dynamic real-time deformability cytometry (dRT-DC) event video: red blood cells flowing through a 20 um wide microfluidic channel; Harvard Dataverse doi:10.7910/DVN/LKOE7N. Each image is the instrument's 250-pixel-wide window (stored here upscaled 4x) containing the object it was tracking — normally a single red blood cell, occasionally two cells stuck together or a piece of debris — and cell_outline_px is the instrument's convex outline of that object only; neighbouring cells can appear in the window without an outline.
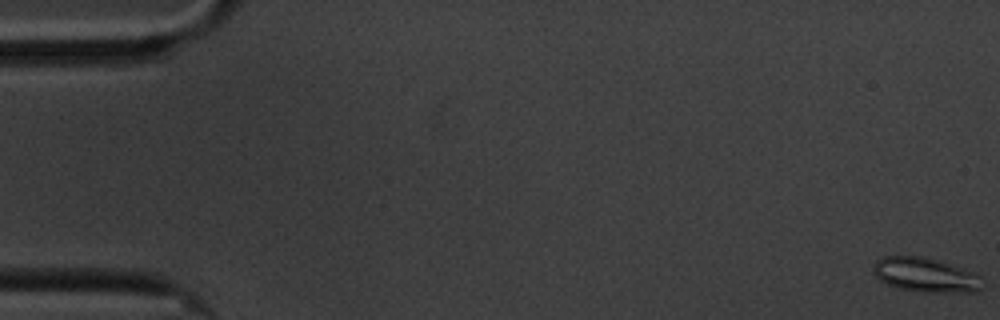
{"species": "common noctule bat (a hibernating species)", "species_latin": "Nyctalus noctula", "temperature_condition": "cold", "stored_images_in_passage": 5, "camera_frame_rate_fps": 3000, "um_per_image_px": 0.085, "animal": {"sex": "male", "body_mass_g": 20.1, "forearm_length_mm": 53.5}, "frame": {"image": 1, "passage_image": 1, "time_ms": 0.0, "image_size_px": [1000, 320], "cell_outline_px": [[984, 288], [972, 292], [924, 292], [900, 288], [888, 284], [880, 280], [872, 272], [872, 268], [876, 260], [884, 256], [924, 256], [964, 268], [980, 276]], "centroid_in_image_um": [78.67, 23.36], "position_along_channel_um": 6.3, "area_um2": 21.91}}
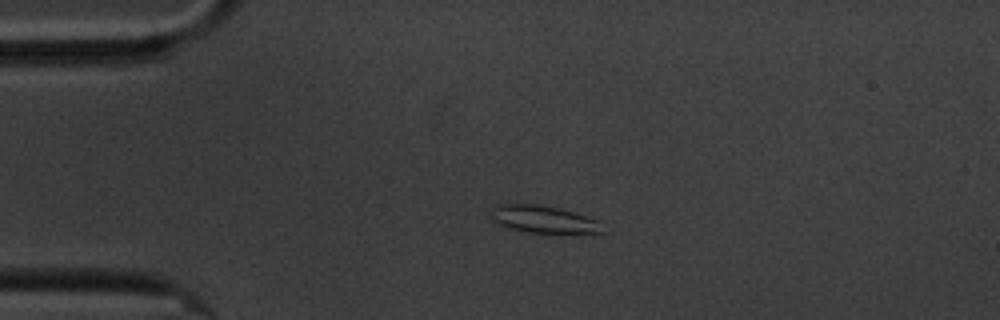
{"frame": {"image": 2, "passage_image": 4, "time_ms": 4.333, "image_size_px": [1000, 320], "cell_outline_px": [[604, 232], [528, 232], [504, 228], [496, 224], [492, 220], [492, 208], [496, 204], [536, 204], [560, 208], [604, 220]], "centroid_in_image_um": [46.23, 18.63], "position_along_channel_um": 38.8, "area_um2": 18.09}}